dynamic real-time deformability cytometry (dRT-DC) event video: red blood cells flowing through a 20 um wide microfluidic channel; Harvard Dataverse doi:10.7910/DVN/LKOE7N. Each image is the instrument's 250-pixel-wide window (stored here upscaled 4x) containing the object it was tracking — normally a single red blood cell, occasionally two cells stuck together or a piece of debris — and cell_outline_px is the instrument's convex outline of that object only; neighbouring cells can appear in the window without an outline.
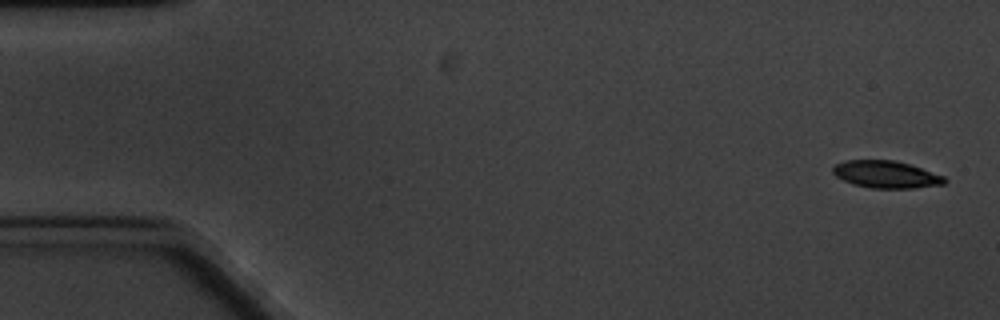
{"species": "common noctule bat (a hibernating species)", "species_latin": "Nyctalus noctula", "temperature_condition": "cold", "stored_images_in_passage": 6, "camera_frame_rate_fps": 3000, "um_per_image_px": 0.085, "animal": {"sex": "male", "body_mass_g": 20.1, "forearm_length_mm": 53.5}, "frame": {"image": 1, "passage_image": 1, "time_ms": 0.0, "image_size_px": [1000, 320], "cell_outline_px": [[948, 180], [944, 184], [916, 188], [872, 188], [852, 184], [836, 176], [832, 172], [832, 168], [836, 164], [844, 160], [892, 160], [908, 164], [944, 176]], "centroid_in_image_um": [75.3, 14.83], "position_along_channel_um": 9.7, "area_um2": 17.63}}
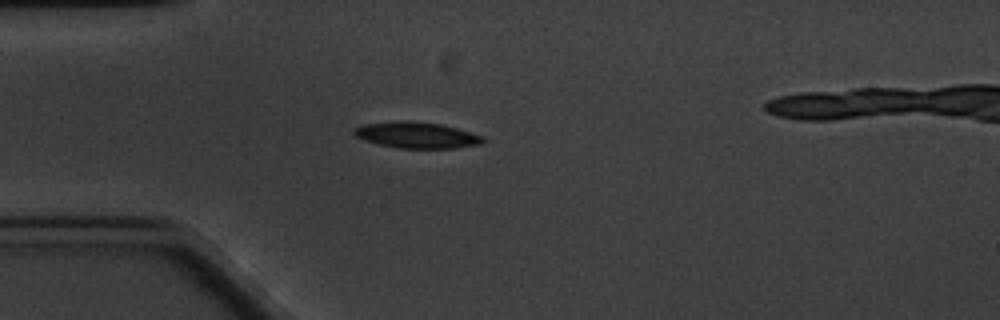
{"frame": {"image": 2, "passage_image": 5, "time_ms": 4.667, "image_size_px": [1000, 320], "cell_outline_px": [[488, 140], [484, 144], [456, 148], [400, 148], [380, 144], [364, 140], [356, 136], [352, 132], [356, 128], [364, 124], [400, 120], [408, 120], [440, 124], [456, 128], [484, 136]], "centroid_in_image_um": [35.49, 11.48], "position_along_channel_um": 49.5, "area_um2": 19.71}}